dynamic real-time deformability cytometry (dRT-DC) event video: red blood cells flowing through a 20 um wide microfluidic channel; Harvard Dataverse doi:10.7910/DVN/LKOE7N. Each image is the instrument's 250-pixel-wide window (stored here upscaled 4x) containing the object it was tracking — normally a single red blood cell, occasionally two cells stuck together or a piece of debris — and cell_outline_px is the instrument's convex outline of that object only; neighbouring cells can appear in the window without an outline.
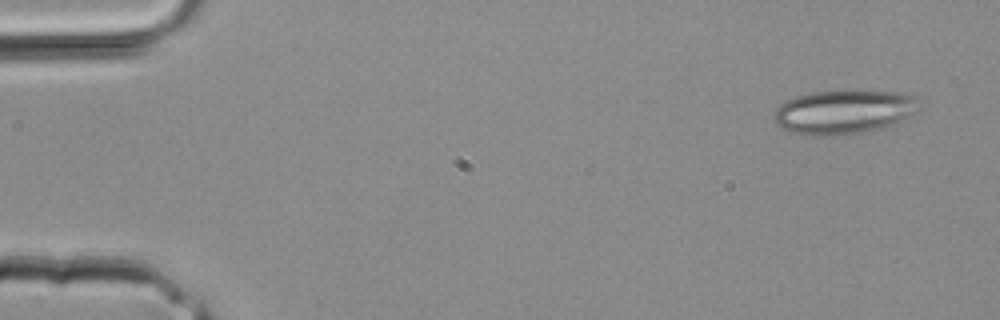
{"species": "common noctule bat (a hibernating species)", "species_latin": "Nyctalus noctula", "temperature_condition": "room temperature", "stored_images_in_passage": 3, "camera_frame_rate_fps": 3000, "um_per_image_px": 0.085, "animal": {"sex": "male", "body_mass_g": 20.4}, "frame": {"image": 1, "passage_image": 1, "time_ms": 0.0, "image_size_px": [1000, 320], "cell_outline_px": [[916, 112], [896, 124], [864, 132], [824, 136], [816, 136], [792, 132], [780, 128], [776, 124], [772, 116], [776, 108], [780, 104], [796, 96], [812, 92], [856, 88], [900, 92], [916, 96]], "centroid_in_image_um": [71.71, 9.47], "position_along_channel_um": 13.3, "area_um2": 38.03}}
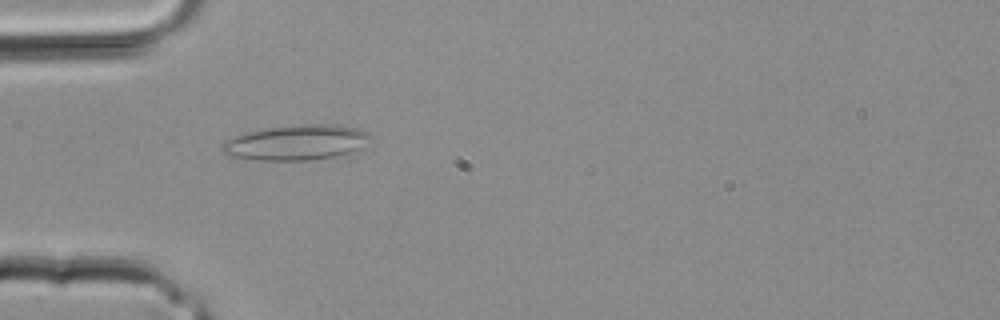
{"frame": {"image": 2, "passage_image": 3, "time_ms": 0.667, "image_size_px": [1000, 320], "cell_outline_px": [[372, 136], [360, 148], [348, 152], [332, 156], [308, 160], [256, 160], [224, 156], [220, 152], [220, 148], [228, 140], [244, 132], [272, 128], [304, 124], [336, 124], [360, 128], [368, 132]], "centroid_in_image_um": [25.15, 12.11], "position_along_channel_um": 59.8, "area_um2": 30.23}}